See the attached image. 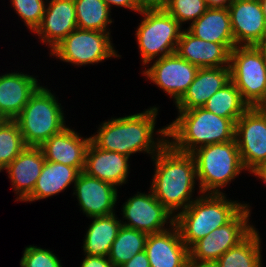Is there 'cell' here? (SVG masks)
<instances>
[{
    "label": "cell",
    "mask_w": 266,
    "mask_h": 267,
    "mask_svg": "<svg viewBox=\"0 0 266 267\" xmlns=\"http://www.w3.org/2000/svg\"><path fill=\"white\" fill-rule=\"evenodd\" d=\"M158 108L150 107L143 113L125 117L112 118L103 122L91 141L100 149L118 152L128 157L136 152H147L152 157L167 144V126L160 129L158 134L162 139L155 143L153 138L155 119Z\"/></svg>",
    "instance_id": "1"
},
{
    "label": "cell",
    "mask_w": 266,
    "mask_h": 267,
    "mask_svg": "<svg viewBox=\"0 0 266 267\" xmlns=\"http://www.w3.org/2000/svg\"><path fill=\"white\" fill-rule=\"evenodd\" d=\"M152 159L155 173L151 191L171 214L179 209L182 212L194 201L191 195L197 172L193 155L179 152L167 142Z\"/></svg>",
    "instance_id": "2"
},
{
    "label": "cell",
    "mask_w": 266,
    "mask_h": 267,
    "mask_svg": "<svg viewBox=\"0 0 266 267\" xmlns=\"http://www.w3.org/2000/svg\"><path fill=\"white\" fill-rule=\"evenodd\" d=\"M180 115L167 126V142L177 151L192 153L197 148L235 140V121L217 116L203 107L178 110ZM171 140V141H170Z\"/></svg>",
    "instance_id": "3"
},
{
    "label": "cell",
    "mask_w": 266,
    "mask_h": 267,
    "mask_svg": "<svg viewBox=\"0 0 266 267\" xmlns=\"http://www.w3.org/2000/svg\"><path fill=\"white\" fill-rule=\"evenodd\" d=\"M224 193H202L175 215L182 241L190 248L196 241L228 223L246 204L227 200Z\"/></svg>",
    "instance_id": "4"
},
{
    "label": "cell",
    "mask_w": 266,
    "mask_h": 267,
    "mask_svg": "<svg viewBox=\"0 0 266 267\" xmlns=\"http://www.w3.org/2000/svg\"><path fill=\"white\" fill-rule=\"evenodd\" d=\"M54 94L40 86L14 119L26 146L40 147L65 127L63 110Z\"/></svg>",
    "instance_id": "5"
},
{
    "label": "cell",
    "mask_w": 266,
    "mask_h": 267,
    "mask_svg": "<svg viewBox=\"0 0 266 267\" xmlns=\"http://www.w3.org/2000/svg\"><path fill=\"white\" fill-rule=\"evenodd\" d=\"M191 154L195 159L201 194L222 193L220 188L245 169L236 140L205 145Z\"/></svg>",
    "instance_id": "6"
},
{
    "label": "cell",
    "mask_w": 266,
    "mask_h": 267,
    "mask_svg": "<svg viewBox=\"0 0 266 267\" xmlns=\"http://www.w3.org/2000/svg\"><path fill=\"white\" fill-rule=\"evenodd\" d=\"M145 18L136 30L143 65L174 54L181 35V25L165 9L141 10Z\"/></svg>",
    "instance_id": "7"
},
{
    "label": "cell",
    "mask_w": 266,
    "mask_h": 267,
    "mask_svg": "<svg viewBox=\"0 0 266 267\" xmlns=\"http://www.w3.org/2000/svg\"><path fill=\"white\" fill-rule=\"evenodd\" d=\"M230 80L249 107L266 101V66L257 46H235L230 52Z\"/></svg>",
    "instance_id": "8"
},
{
    "label": "cell",
    "mask_w": 266,
    "mask_h": 267,
    "mask_svg": "<svg viewBox=\"0 0 266 267\" xmlns=\"http://www.w3.org/2000/svg\"><path fill=\"white\" fill-rule=\"evenodd\" d=\"M246 204L228 223L213 230L189 248V261H217L226 251L238 246L254 230L249 222L250 207Z\"/></svg>",
    "instance_id": "9"
},
{
    "label": "cell",
    "mask_w": 266,
    "mask_h": 267,
    "mask_svg": "<svg viewBox=\"0 0 266 267\" xmlns=\"http://www.w3.org/2000/svg\"><path fill=\"white\" fill-rule=\"evenodd\" d=\"M50 52L61 61L78 66L120 57L113 49L110 33L80 28L73 30Z\"/></svg>",
    "instance_id": "10"
},
{
    "label": "cell",
    "mask_w": 266,
    "mask_h": 267,
    "mask_svg": "<svg viewBox=\"0 0 266 267\" xmlns=\"http://www.w3.org/2000/svg\"><path fill=\"white\" fill-rule=\"evenodd\" d=\"M235 140L245 170L254 174L266 161V112L250 107L235 123Z\"/></svg>",
    "instance_id": "11"
},
{
    "label": "cell",
    "mask_w": 266,
    "mask_h": 267,
    "mask_svg": "<svg viewBox=\"0 0 266 267\" xmlns=\"http://www.w3.org/2000/svg\"><path fill=\"white\" fill-rule=\"evenodd\" d=\"M122 209L123 218L128 220V223L122 221L121 224L147 235L168 230L164 227L168 219L171 226L175 224V214H171L152 191L150 194L137 192L124 203Z\"/></svg>",
    "instance_id": "12"
},
{
    "label": "cell",
    "mask_w": 266,
    "mask_h": 267,
    "mask_svg": "<svg viewBox=\"0 0 266 267\" xmlns=\"http://www.w3.org/2000/svg\"><path fill=\"white\" fill-rule=\"evenodd\" d=\"M199 68L176 53L157 59L143 75L173 97L175 104L187 92Z\"/></svg>",
    "instance_id": "13"
},
{
    "label": "cell",
    "mask_w": 266,
    "mask_h": 267,
    "mask_svg": "<svg viewBox=\"0 0 266 267\" xmlns=\"http://www.w3.org/2000/svg\"><path fill=\"white\" fill-rule=\"evenodd\" d=\"M228 10L236 46H256L266 39V21L259 0H234Z\"/></svg>",
    "instance_id": "14"
},
{
    "label": "cell",
    "mask_w": 266,
    "mask_h": 267,
    "mask_svg": "<svg viewBox=\"0 0 266 267\" xmlns=\"http://www.w3.org/2000/svg\"><path fill=\"white\" fill-rule=\"evenodd\" d=\"M74 193L79 206L87 217H100L114 214L117 202V188L110 183L80 172L74 184Z\"/></svg>",
    "instance_id": "15"
},
{
    "label": "cell",
    "mask_w": 266,
    "mask_h": 267,
    "mask_svg": "<svg viewBox=\"0 0 266 267\" xmlns=\"http://www.w3.org/2000/svg\"><path fill=\"white\" fill-rule=\"evenodd\" d=\"M235 46L236 44L208 42L183 30L175 53L198 68L229 67L230 52Z\"/></svg>",
    "instance_id": "16"
},
{
    "label": "cell",
    "mask_w": 266,
    "mask_h": 267,
    "mask_svg": "<svg viewBox=\"0 0 266 267\" xmlns=\"http://www.w3.org/2000/svg\"><path fill=\"white\" fill-rule=\"evenodd\" d=\"M149 234L145 252L150 267H188L189 248L182 241L178 227Z\"/></svg>",
    "instance_id": "17"
},
{
    "label": "cell",
    "mask_w": 266,
    "mask_h": 267,
    "mask_svg": "<svg viewBox=\"0 0 266 267\" xmlns=\"http://www.w3.org/2000/svg\"><path fill=\"white\" fill-rule=\"evenodd\" d=\"M34 31L51 50L77 28L74 0H50Z\"/></svg>",
    "instance_id": "18"
},
{
    "label": "cell",
    "mask_w": 266,
    "mask_h": 267,
    "mask_svg": "<svg viewBox=\"0 0 266 267\" xmlns=\"http://www.w3.org/2000/svg\"><path fill=\"white\" fill-rule=\"evenodd\" d=\"M89 138H81L77 132L65 127L60 133L51 136L41 146L45 160L76 167L80 172L84 170L85 155Z\"/></svg>",
    "instance_id": "19"
},
{
    "label": "cell",
    "mask_w": 266,
    "mask_h": 267,
    "mask_svg": "<svg viewBox=\"0 0 266 267\" xmlns=\"http://www.w3.org/2000/svg\"><path fill=\"white\" fill-rule=\"evenodd\" d=\"M128 159L124 154L100 149L90 141L83 172L117 187L126 183L129 173Z\"/></svg>",
    "instance_id": "20"
},
{
    "label": "cell",
    "mask_w": 266,
    "mask_h": 267,
    "mask_svg": "<svg viewBox=\"0 0 266 267\" xmlns=\"http://www.w3.org/2000/svg\"><path fill=\"white\" fill-rule=\"evenodd\" d=\"M40 87L35 77L21 73L0 76V115L14 120Z\"/></svg>",
    "instance_id": "21"
},
{
    "label": "cell",
    "mask_w": 266,
    "mask_h": 267,
    "mask_svg": "<svg viewBox=\"0 0 266 267\" xmlns=\"http://www.w3.org/2000/svg\"><path fill=\"white\" fill-rule=\"evenodd\" d=\"M44 163L45 157L40 147L26 146L4 169L19 196L17 200L25 201L31 195Z\"/></svg>",
    "instance_id": "22"
},
{
    "label": "cell",
    "mask_w": 266,
    "mask_h": 267,
    "mask_svg": "<svg viewBox=\"0 0 266 267\" xmlns=\"http://www.w3.org/2000/svg\"><path fill=\"white\" fill-rule=\"evenodd\" d=\"M229 81L230 67L199 68L187 92L175 105L178 110L203 107Z\"/></svg>",
    "instance_id": "23"
},
{
    "label": "cell",
    "mask_w": 266,
    "mask_h": 267,
    "mask_svg": "<svg viewBox=\"0 0 266 267\" xmlns=\"http://www.w3.org/2000/svg\"><path fill=\"white\" fill-rule=\"evenodd\" d=\"M187 30L208 42L235 44L228 8H208Z\"/></svg>",
    "instance_id": "24"
},
{
    "label": "cell",
    "mask_w": 266,
    "mask_h": 267,
    "mask_svg": "<svg viewBox=\"0 0 266 267\" xmlns=\"http://www.w3.org/2000/svg\"><path fill=\"white\" fill-rule=\"evenodd\" d=\"M80 171L76 167L45 160L34 190L25 201H35L56 195L76 182Z\"/></svg>",
    "instance_id": "25"
},
{
    "label": "cell",
    "mask_w": 266,
    "mask_h": 267,
    "mask_svg": "<svg viewBox=\"0 0 266 267\" xmlns=\"http://www.w3.org/2000/svg\"><path fill=\"white\" fill-rule=\"evenodd\" d=\"M92 219L83 244L85 255L108 257L112 243L122 226L121 220H117L115 213Z\"/></svg>",
    "instance_id": "26"
},
{
    "label": "cell",
    "mask_w": 266,
    "mask_h": 267,
    "mask_svg": "<svg viewBox=\"0 0 266 267\" xmlns=\"http://www.w3.org/2000/svg\"><path fill=\"white\" fill-rule=\"evenodd\" d=\"M203 108L217 116L230 118L236 122L250 107L230 80L208 99Z\"/></svg>",
    "instance_id": "27"
},
{
    "label": "cell",
    "mask_w": 266,
    "mask_h": 267,
    "mask_svg": "<svg viewBox=\"0 0 266 267\" xmlns=\"http://www.w3.org/2000/svg\"><path fill=\"white\" fill-rule=\"evenodd\" d=\"M260 236L255 229L238 246L226 251L218 260L220 267H262Z\"/></svg>",
    "instance_id": "28"
},
{
    "label": "cell",
    "mask_w": 266,
    "mask_h": 267,
    "mask_svg": "<svg viewBox=\"0 0 266 267\" xmlns=\"http://www.w3.org/2000/svg\"><path fill=\"white\" fill-rule=\"evenodd\" d=\"M147 237L146 233L122 225L112 243L108 259L119 267L134 255L145 251Z\"/></svg>",
    "instance_id": "29"
},
{
    "label": "cell",
    "mask_w": 266,
    "mask_h": 267,
    "mask_svg": "<svg viewBox=\"0 0 266 267\" xmlns=\"http://www.w3.org/2000/svg\"><path fill=\"white\" fill-rule=\"evenodd\" d=\"M77 28L110 33L109 6L103 0H74Z\"/></svg>",
    "instance_id": "30"
},
{
    "label": "cell",
    "mask_w": 266,
    "mask_h": 267,
    "mask_svg": "<svg viewBox=\"0 0 266 267\" xmlns=\"http://www.w3.org/2000/svg\"><path fill=\"white\" fill-rule=\"evenodd\" d=\"M25 148L26 145L17 122L4 119L0 123V172Z\"/></svg>",
    "instance_id": "31"
},
{
    "label": "cell",
    "mask_w": 266,
    "mask_h": 267,
    "mask_svg": "<svg viewBox=\"0 0 266 267\" xmlns=\"http://www.w3.org/2000/svg\"><path fill=\"white\" fill-rule=\"evenodd\" d=\"M208 9L205 0H169L165 10L172 15L180 25L199 19Z\"/></svg>",
    "instance_id": "32"
},
{
    "label": "cell",
    "mask_w": 266,
    "mask_h": 267,
    "mask_svg": "<svg viewBox=\"0 0 266 267\" xmlns=\"http://www.w3.org/2000/svg\"><path fill=\"white\" fill-rule=\"evenodd\" d=\"M12 6L26 26L34 32L45 13L44 0H12Z\"/></svg>",
    "instance_id": "33"
},
{
    "label": "cell",
    "mask_w": 266,
    "mask_h": 267,
    "mask_svg": "<svg viewBox=\"0 0 266 267\" xmlns=\"http://www.w3.org/2000/svg\"><path fill=\"white\" fill-rule=\"evenodd\" d=\"M61 260L50 250L37 246L25 248L23 257L20 261L21 267H62Z\"/></svg>",
    "instance_id": "34"
},
{
    "label": "cell",
    "mask_w": 266,
    "mask_h": 267,
    "mask_svg": "<svg viewBox=\"0 0 266 267\" xmlns=\"http://www.w3.org/2000/svg\"><path fill=\"white\" fill-rule=\"evenodd\" d=\"M81 267H116L106 256L86 255Z\"/></svg>",
    "instance_id": "35"
},
{
    "label": "cell",
    "mask_w": 266,
    "mask_h": 267,
    "mask_svg": "<svg viewBox=\"0 0 266 267\" xmlns=\"http://www.w3.org/2000/svg\"><path fill=\"white\" fill-rule=\"evenodd\" d=\"M119 267H150V263L146 252L143 251L134 255L131 260L125 262Z\"/></svg>",
    "instance_id": "36"
},
{
    "label": "cell",
    "mask_w": 266,
    "mask_h": 267,
    "mask_svg": "<svg viewBox=\"0 0 266 267\" xmlns=\"http://www.w3.org/2000/svg\"><path fill=\"white\" fill-rule=\"evenodd\" d=\"M169 0H137L141 10L165 9Z\"/></svg>",
    "instance_id": "37"
},
{
    "label": "cell",
    "mask_w": 266,
    "mask_h": 267,
    "mask_svg": "<svg viewBox=\"0 0 266 267\" xmlns=\"http://www.w3.org/2000/svg\"><path fill=\"white\" fill-rule=\"evenodd\" d=\"M109 8L111 5L120 6L124 8H129L130 10L137 11L138 13L141 9L138 7L137 0H103Z\"/></svg>",
    "instance_id": "38"
},
{
    "label": "cell",
    "mask_w": 266,
    "mask_h": 267,
    "mask_svg": "<svg viewBox=\"0 0 266 267\" xmlns=\"http://www.w3.org/2000/svg\"><path fill=\"white\" fill-rule=\"evenodd\" d=\"M234 0H205L208 8H228Z\"/></svg>",
    "instance_id": "39"
},
{
    "label": "cell",
    "mask_w": 266,
    "mask_h": 267,
    "mask_svg": "<svg viewBox=\"0 0 266 267\" xmlns=\"http://www.w3.org/2000/svg\"><path fill=\"white\" fill-rule=\"evenodd\" d=\"M188 267H220V265L217 263V261L213 262H194L189 261Z\"/></svg>",
    "instance_id": "40"
},
{
    "label": "cell",
    "mask_w": 266,
    "mask_h": 267,
    "mask_svg": "<svg viewBox=\"0 0 266 267\" xmlns=\"http://www.w3.org/2000/svg\"><path fill=\"white\" fill-rule=\"evenodd\" d=\"M255 176H258L266 184V161L263 165L254 173Z\"/></svg>",
    "instance_id": "41"
},
{
    "label": "cell",
    "mask_w": 266,
    "mask_h": 267,
    "mask_svg": "<svg viewBox=\"0 0 266 267\" xmlns=\"http://www.w3.org/2000/svg\"><path fill=\"white\" fill-rule=\"evenodd\" d=\"M256 46L259 48L260 52L262 53L264 61H265V66H266V39L263 42L257 44Z\"/></svg>",
    "instance_id": "42"
},
{
    "label": "cell",
    "mask_w": 266,
    "mask_h": 267,
    "mask_svg": "<svg viewBox=\"0 0 266 267\" xmlns=\"http://www.w3.org/2000/svg\"><path fill=\"white\" fill-rule=\"evenodd\" d=\"M266 21V0H259Z\"/></svg>",
    "instance_id": "43"
},
{
    "label": "cell",
    "mask_w": 266,
    "mask_h": 267,
    "mask_svg": "<svg viewBox=\"0 0 266 267\" xmlns=\"http://www.w3.org/2000/svg\"><path fill=\"white\" fill-rule=\"evenodd\" d=\"M260 107L266 112V101Z\"/></svg>",
    "instance_id": "44"
},
{
    "label": "cell",
    "mask_w": 266,
    "mask_h": 267,
    "mask_svg": "<svg viewBox=\"0 0 266 267\" xmlns=\"http://www.w3.org/2000/svg\"><path fill=\"white\" fill-rule=\"evenodd\" d=\"M4 120V118L0 115V123Z\"/></svg>",
    "instance_id": "45"
}]
</instances>
